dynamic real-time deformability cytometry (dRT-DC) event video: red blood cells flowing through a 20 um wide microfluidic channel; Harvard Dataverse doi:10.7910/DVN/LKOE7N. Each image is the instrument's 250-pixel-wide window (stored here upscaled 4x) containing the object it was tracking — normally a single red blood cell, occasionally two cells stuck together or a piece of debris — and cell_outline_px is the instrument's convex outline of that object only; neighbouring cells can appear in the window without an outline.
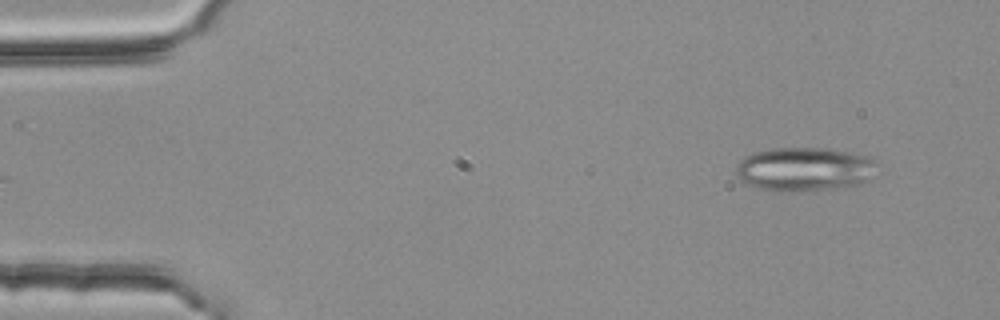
{"species": "common noctule bat (a hibernating species)", "species_latin": "Nyctalus noctula", "temperature_condition": "room temperature", "stored_images_in_passage": 4, "camera_frame_rate_fps": 3000, "um_per_image_px": 0.085, "animal": {"sex": "female", "body_mass_g": 25.1}, "frame": {"image": 1, "passage_image": 4, "time_ms": 1.0, "image_size_px": [1000, 320], "cell_outline_px": [[876, 176], [872, 180], [852, 184], [796, 192], [780, 192], [760, 188], [748, 184], [740, 180], [736, 176], [736, 164], [744, 156], [752, 152], [772, 148], [824, 148], [852, 152], [864, 156], [872, 160], [876, 164]], "centroid_in_image_um": [68.33, 14.37], "position_along_channel_um": 16.7, "area_um2": 36.01}}